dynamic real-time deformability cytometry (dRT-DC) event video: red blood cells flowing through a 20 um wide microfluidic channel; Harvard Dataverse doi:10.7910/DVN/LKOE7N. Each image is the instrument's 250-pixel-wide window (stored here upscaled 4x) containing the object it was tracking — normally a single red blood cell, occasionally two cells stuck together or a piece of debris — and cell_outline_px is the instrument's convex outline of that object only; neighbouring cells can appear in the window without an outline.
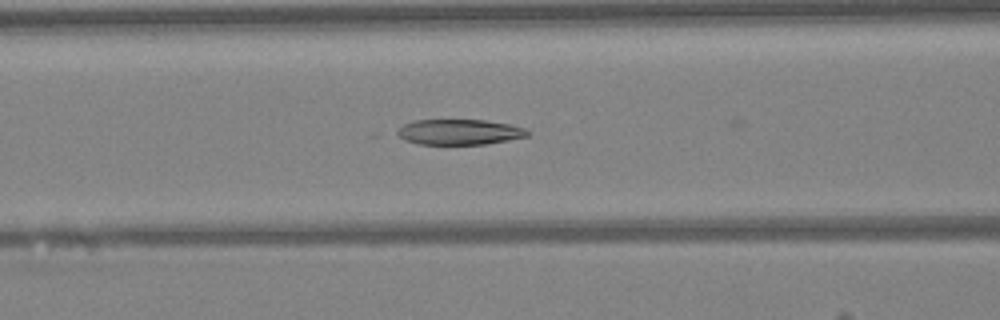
{"species": "Egyptian fruit bat (a non-hibernating species)", "species_latin": "Rousettus aegyptiacus", "temperature_condition": "warm", "stored_images_in_passage": 42, "camera_frame_rate_fps": 3000, "um_per_image_px": 0.085, "animal": {"sex": "female"}, "frame": {"image": 1, "passage_image": 20, "time_ms": 6.333, "image_size_px": [1000, 320], "cell_outline_px": [[528, 136], [508, 140], [484, 144], [420, 144], [404, 140], [396, 132], [404, 124], [416, 120], [484, 120], [508, 124], [524, 128], [528, 132]], "centroid_in_image_um": [39.03, 11.22], "position_along_channel_um": 127.6, "area_um2": 19.02}}
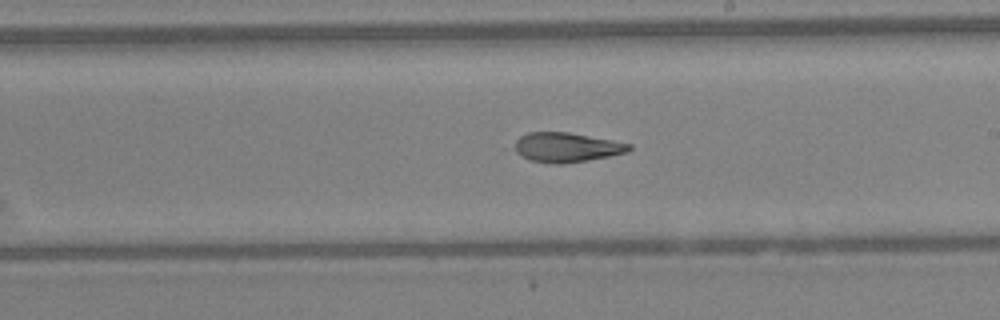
{"frame": {"image": 2, "passage_image": 28, "time_ms": 9.0, "image_size_px": [1000, 320], "cell_outline_px": [[632, 148], [628, 152], [588, 160], [564, 164], [552, 164], [532, 160], [520, 156], [516, 152], [516, 140], [520, 136], [528, 132], [568, 132], [612, 140], [632, 144]], "centroid_in_image_um": [48.17, 12.52], "position_along_channel_um": 240.8, "area_um2": 19.65}}
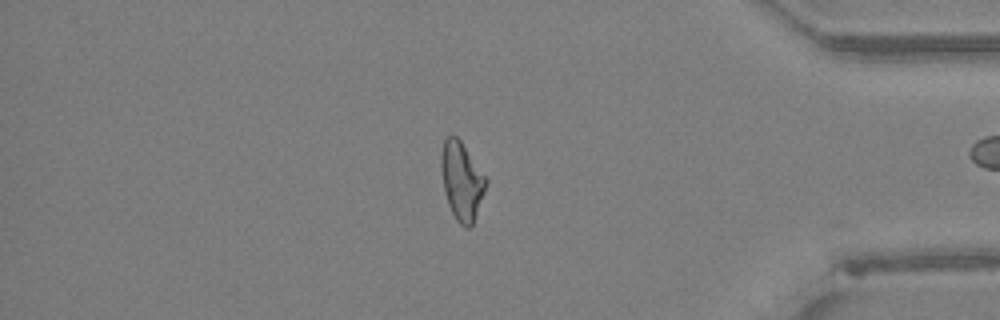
{"frame": {"image": 3, "passage_image": 41, "time_ms": 13.333, "image_size_px": [1000, 320], "cell_outline_px": [[488, 180], [484, 192], [472, 224], [468, 228], [464, 228], [456, 220], [448, 204], [444, 192], [440, 164], [440, 156], [444, 140], [448, 136], [456, 136], [460, 140]], "centroid_in_image_um": [39.22, 15.38], "position_along_channel_um": 396.0, "area_um2": 20.11}}